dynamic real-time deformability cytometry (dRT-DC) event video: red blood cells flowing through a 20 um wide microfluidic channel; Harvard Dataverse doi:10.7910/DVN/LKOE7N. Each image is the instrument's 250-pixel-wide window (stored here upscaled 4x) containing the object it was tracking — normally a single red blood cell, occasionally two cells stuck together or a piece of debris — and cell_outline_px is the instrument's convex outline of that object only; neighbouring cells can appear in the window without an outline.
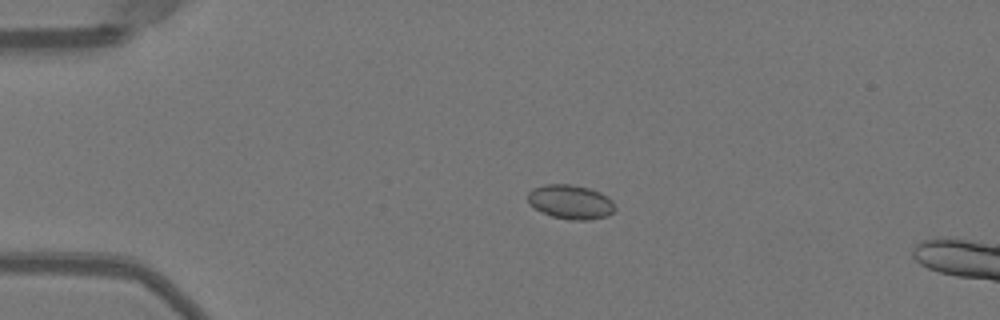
{"species": "Egyptian fruit bat (a non-hibernating species)", "species_latin": "Rousettus aegyptiacus", "temperature_condition": "warm", "stored_images_in_passage": 17, "camera_frame_rate_fps": 3000, "um_per_image_px": 0.085, "animal": {"sex": "female"}, "frame": {"image": 1, "passage_image": 12, "time_ms": 3.667, "image_size_px": [1000, 320], "cell_outline_px": [[616, 208], [608, 216], [588, 220], [568, 220], [552, 216], [540, 212], [528, 204], [528, 192], [532, 188], [544, 184], [568, 184], [588, 188], [600, 192], [612, 200]], "centroid_in_image_um": [48.47, 17.17], "position_along_channel_um": 36.5, "area_um2": 17.57}}